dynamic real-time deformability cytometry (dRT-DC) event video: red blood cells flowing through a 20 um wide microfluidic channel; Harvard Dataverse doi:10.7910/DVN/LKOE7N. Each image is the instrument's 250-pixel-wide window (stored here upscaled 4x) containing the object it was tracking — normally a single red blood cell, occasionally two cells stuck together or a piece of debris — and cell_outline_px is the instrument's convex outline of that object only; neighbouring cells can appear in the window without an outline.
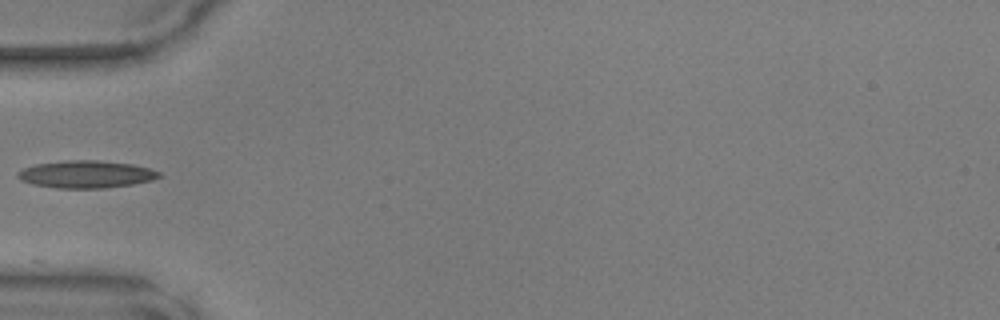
{"species": "common noctule bat (a hibernating species)", "species_latin": "Nyctalus noctula", "temperature_condition": "warm", "stored_images_in_passage": 33, "camera_frame_rate_fps": 3000, "um_per_image_px": 0.085, "animal": {"sex": "male", "body_mass_g": 17.9, "forearm_length_mm": 54.2}, "frame": {"image": 1, "passage_image": 1, "time_ms": 0.0, "image_size_px": [1000, 320], "cell_outline_px": [[160, 176], [152, 180], [132, 184], [104, 188], [56, 188], [32, 184], [20, 180], [16, 176], [16, 172], [24, 168], [36, 164], [64, 160], [96, 160], [132, 164], [148, 168], [160, 172]], "centroid_in_image_um": [7.27, 14.81], "position_along_channel_um": 77.7, "area_um2": 22.54}}
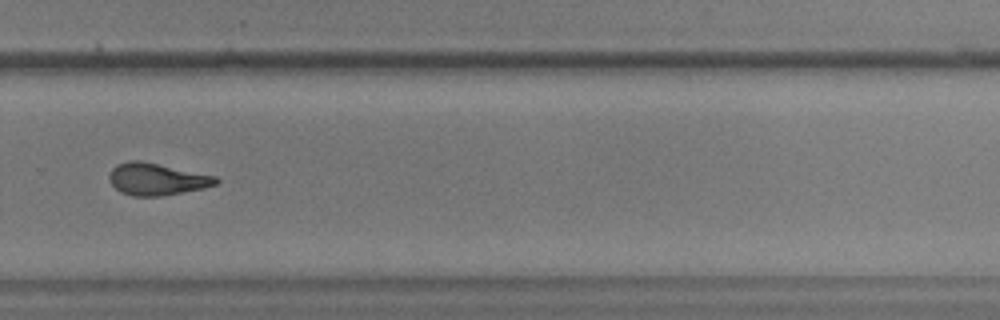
{"frame": {"image": 2, "passage_image": 18, "time_ms": 5.667, "image_size_px": [1000, 320], "cell_outline_px": [[220, 180], [216, 184], [204, 188], [160, 196], [132, 196], [120, 192], [108, 180], [108, 176], [112, 168], [116, 164], [128, 160], [140, 160], [216, 176]], "centroid_in_image_um": [13.29, 15.22], "position_along_channel_um": 316.5, "area_um2": 19.94}}
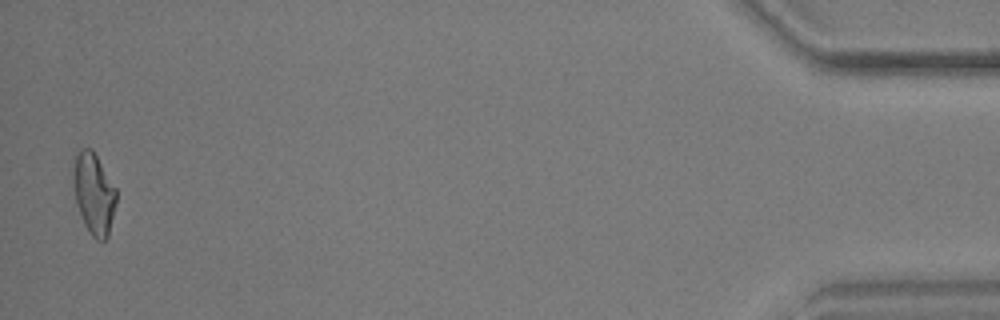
{"frame": {"image": 3, "passage_image": 32, "time_ms": 10.333, "image_size_px": [1000, 320], "cell_outline_px": [[116, 204], [108, 236], [104, 240], [96, 240], [88, 232], [84, 224], [76, 204], [72, 184], [72, 172], [76, 156], [80, 148], [92, 148], [116, 188]], "centroid_in_image_um": [7.96, 16.45], "position_along_channel_um": 427.2, "area_um2": 20.58}}